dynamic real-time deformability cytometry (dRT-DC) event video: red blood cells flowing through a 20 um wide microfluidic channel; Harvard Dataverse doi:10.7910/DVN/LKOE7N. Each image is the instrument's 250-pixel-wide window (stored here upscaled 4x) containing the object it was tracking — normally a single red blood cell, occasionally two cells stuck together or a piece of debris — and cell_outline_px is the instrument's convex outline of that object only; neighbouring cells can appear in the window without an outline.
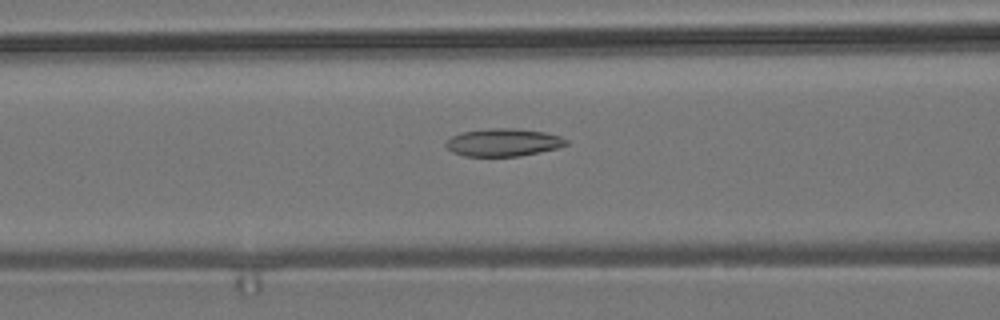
{"species": "common noctule bat (a hibernating species)", "species_latin": "Nyctalus noctula", "temperature_condition": "room temperature", "stored_images_in_passage": 40, "camera_frame_rate_fps": 3000, "um_per_image_px": 0.085, "animal": {"sex": "male", "body_mass_g": 19.2, "forearm_length_mm": 51.8}, "frame": {"image": 1, "passage_image": 14, "time_ms": 4.333, "image_size_px": [1000, 320], "cell_outline_px": [[568, 144], [560, 148], [520, 156], [464, 156], [452, 152], [444, 144], [452, 136], [464, 132], [492, 128], [516, 128], [544, 132], [560, 136], [568, 140]], "centroid_in_image_um": [42.82, 12.11], "position_along_channel_um": 123.8, "area_um2": 19.42}}
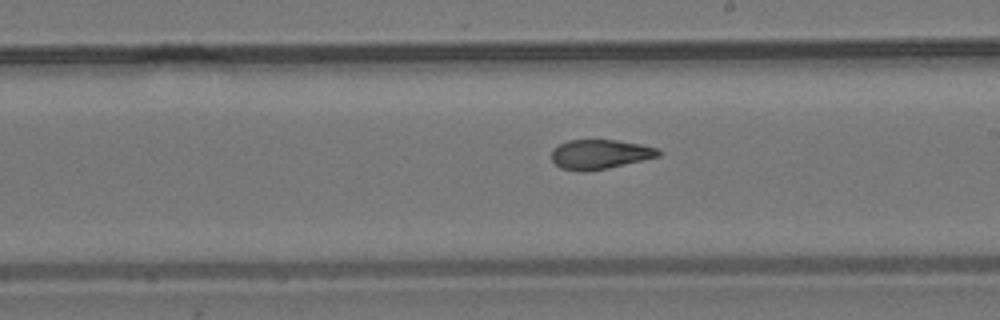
{"frame": {"image": 2, "passage_image": 23, "time_ms": 7.333, "image_size_px": [1000, 320], "cell_outline_px": [[660, 156], [608, 168], [584, 172], [576, 172], [560, 168], [552, 160], [552, 148], [568, 140], [616, 140], [640, 144], [656, 148], [660, 152]], "centroid_in_image_um": [50.95, 13.12], "position_along_channel_um": 238.1, "area_um2": 18.38}}
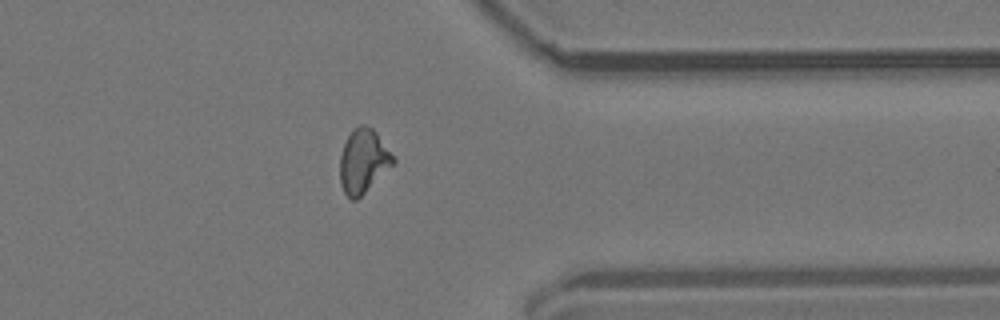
{"frame": {"image": 3, "passage_image": 35, "time_ms": 11.333, "image_size_px": [1000, 320], "cell_outline_px": [[396, 160], [356, 200], [352, 200], [344, 192], [340, 184], [340, 156], [344, 144], [348, 136], [360, 124], [364, 124], [372, 128], [376, 132]], "centroid_in_image_um": [30.85, 13.68], "position_along_channel_um": 380.6, "area_um2": 19.19}, "authors_computed_cell_mechanics": {"area_um2": 19.4497, "velocity_mm_per_s": 3.7975, "shape_relaxation_time_tau1_ms": null, "shape_relaxation_time_tau2_ms": 2.4528, "deformation_change_tau1": null, "deformation_change_tau2": 0.0942}}